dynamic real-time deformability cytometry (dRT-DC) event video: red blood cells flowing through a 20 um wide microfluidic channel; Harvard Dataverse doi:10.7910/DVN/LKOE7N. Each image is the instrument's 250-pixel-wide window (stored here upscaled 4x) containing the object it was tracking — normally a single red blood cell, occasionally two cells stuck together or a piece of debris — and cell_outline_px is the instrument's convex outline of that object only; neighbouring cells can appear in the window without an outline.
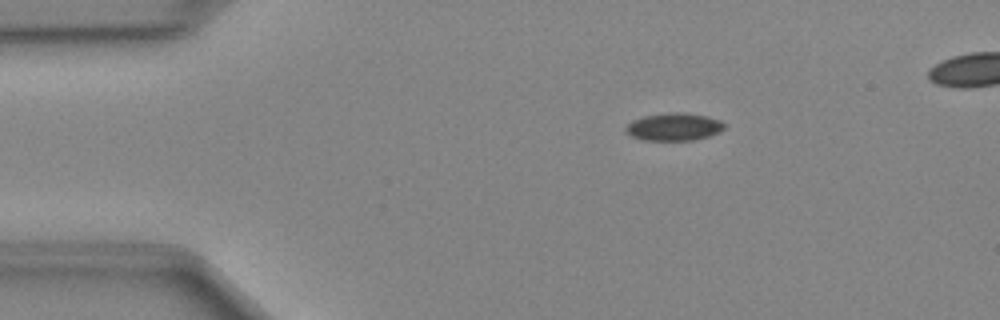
{"species": "Egyptian fruit bat (a non-hibernating species)", "species_latin": "Rousettus aegyptiacus", "temperature_condition": "cold", "stored_images_in_passage": 48, "camera_frame_rate_fps": 3000, "um_per_image_px": 0.085, "animal": {"sex": "female"}, "frame": {"image": 1, "passage_image": 9, "time_ms": 2.667, "image_size_px": [1000, 320], "cell_outline_px": [[724, 128], [720, 132], [708, 136], [692, 140], [644, 140], [632, 136], [624, 132], [624, 128], [632, 120], [644, 116], [668, 112], [684, 112], [708, 116], [720, 120], [724, 124]], "centroid_in_image_um": [57.27, 10.77], "position_along_channel_um": 27.7, "area_um2": 15.95}}
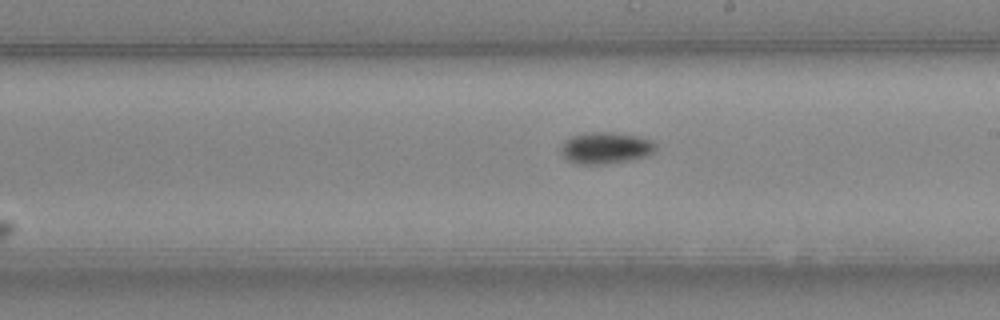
{"frame": {"image": 2, "passage_image": 28, "time_ms": 9.0, "image_size_px": [1000, 320], "cell_outline_px": [[656, 148], [648, 156], [628, 160], [604, 164], [576, 164], [568, 160], [564, 156], [560, 148], [564, 140], [572, 136], [588, 132], [612, 132], [640, 136], [652, 140], [656, 144]], "centroid_in_image_um": [51.49, 12.56], "position_along_channel_um": 237.5, "area_um2": 17.51}}
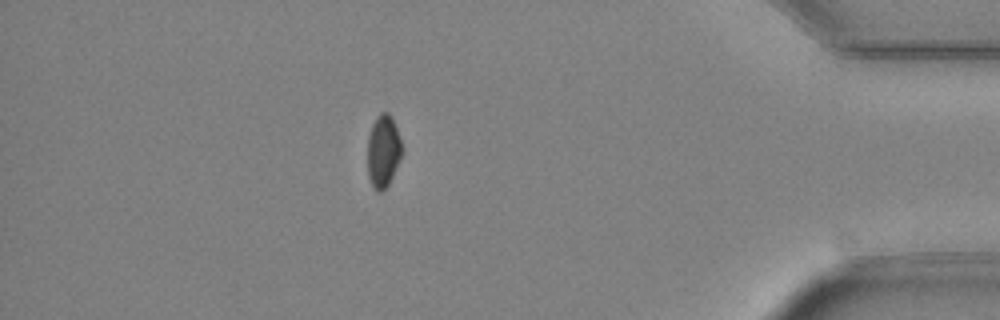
{"frame": {"image": 3, "passage_image": 43, "time_ms": 14.0, "image_size_px": [1000, 320], "cell_outline_px": [[404, 148], [400, 160], [388, 184], [380, 192], [376, 192], [368, 176], [368, 136], [372, 124], [376, 116], [380, 112], [388, 112], [392, 116]], "centroid_in_image_um": [32.59, 12.8], "position_along_channel_um": 402.6, "area_um2": 14.68}}